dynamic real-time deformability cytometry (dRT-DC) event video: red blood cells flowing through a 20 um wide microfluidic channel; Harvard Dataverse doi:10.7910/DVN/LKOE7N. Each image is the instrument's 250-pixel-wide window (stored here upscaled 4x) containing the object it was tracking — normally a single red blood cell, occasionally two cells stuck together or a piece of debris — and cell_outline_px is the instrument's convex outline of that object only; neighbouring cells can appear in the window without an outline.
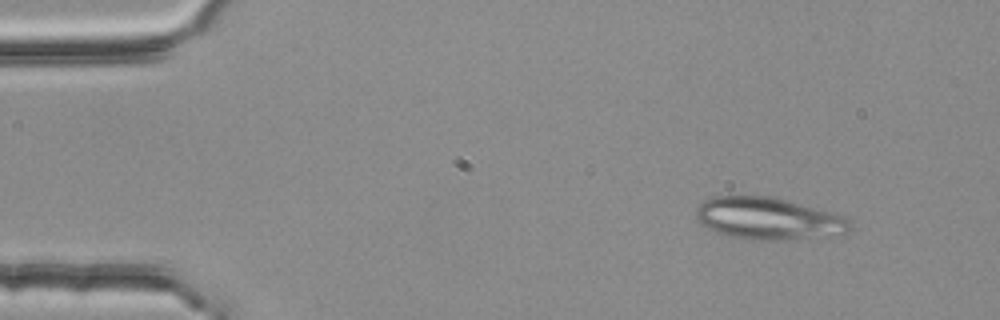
{"species": "common noctule bat (a hibernating species)", "species_latin": "Nyctalus noctula", "temperature_condition": "room temperature", "stored_images_in_passage": 53, "camera_frame_rate_fps": 3000, "um_per_image_px": 0.085, "animal": {"sex": "female", "body_mass_g": 25.1}, "frame": {"image": 1, "passage_image": 5, "time_ms": 1.333, "image_size_px": [1000, 320], "cell_outline_px": [[852, 224], [844, 232], [788, 240], [756, 240], [732, 236], [708, 228], [696, 216], [696, 208], [704, 200], [712, 196], [776, 196], [836, 212], [844, 216]], "centroid_in_image_um": [65.32, 18.53], "position_along_channel_um": 19.7, "area_um2": 37.51}}
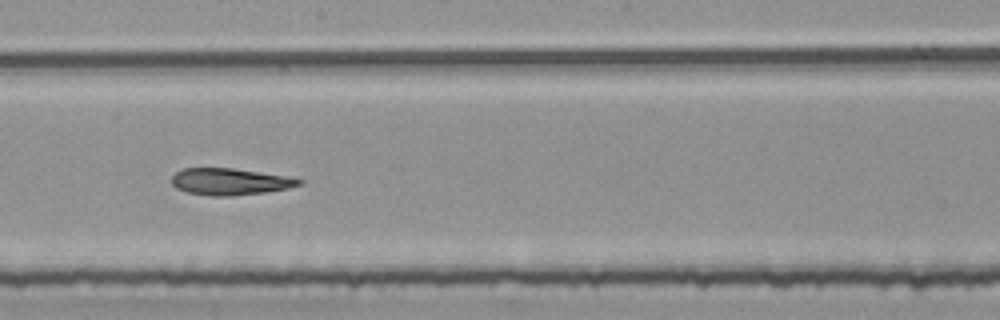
{"frame": {"image": 2, "passage_image": 29, "time_ms": 9.333, "image_size_px": [1000, 320], "cell_outline_px": [[304, 184], [288, 188], [264, 192], [228, 196], [208, 196], [188, 192], [176, 188], [172, 184], [172, 176], [176, 172], [184, 168], [232, 168], [284, 176], [304, 180]], "centroid_in_image_um": [19.53, 15.44], "position_along_channel_um": 228.7, "area_um2": 19.65}}
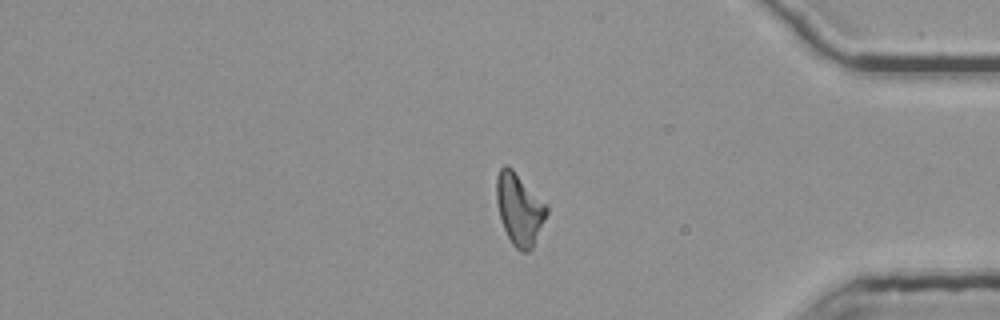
{"frame": {"image": 3, "passage_image": 44, "time_ms": 14.333, "image_size_px": [1000, 320], "cell_outline_px": [[548, 212], [532, 248], [528, 252], [520, 252], [512, 244], [504, 228], [500, 216], [496, 200], [496, 176], [500, 168], [504, 164], [508, 164], [548, 204]], "centroid_in_image_um": [44.15, 17.74], "position_along_channel_um": 391.1, "area_um2": 21.1}, "authors_computed_cell_mechanics": {"area_um2": 20.8658, "velocity_mm_per_s": 3.7624, "shape_relaxation_time_tau1_ms": null, "shape_relaxation_time_tau2_ms": 7.737, "deformation_change_tau1": null, "deformation_change_tau2": 0.1833}}